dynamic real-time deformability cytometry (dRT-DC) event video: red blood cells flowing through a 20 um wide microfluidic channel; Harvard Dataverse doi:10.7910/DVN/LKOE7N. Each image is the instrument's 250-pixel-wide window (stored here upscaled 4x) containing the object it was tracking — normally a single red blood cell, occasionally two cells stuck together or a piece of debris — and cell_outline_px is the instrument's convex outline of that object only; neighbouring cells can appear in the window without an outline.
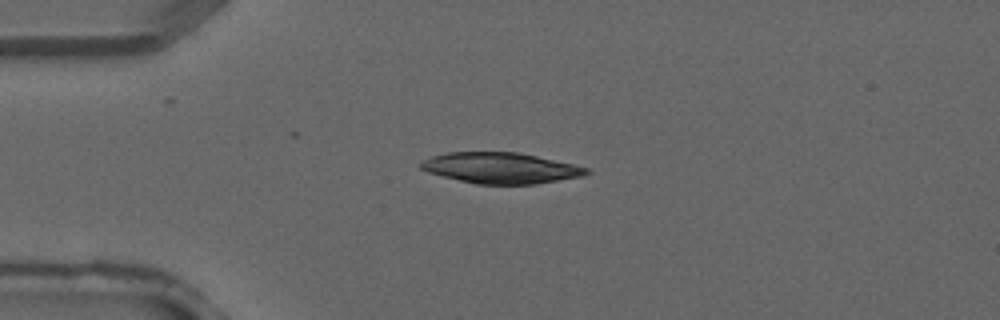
{"species": "common noctule bat (a hibernating species)", "species_latin": "Nyctalus noctula", "temperature_condition": "warm", "stored_images_in_passage": 2, "camera_frame_rate_fps": 3000, "um_per_image_px": 0.085, "animal": {"sex": "male", "forearm_length_mm": 52.5}, "frame": {"image": 1, "passage_image": 1, "time_ms": 0.0, "image_size_px": [1000, 320], "cell_outline_px": [[592, 172], [584, 176], [536, 184], [476, 184], [428, 172], [420, 168], [420, 160], [432, 156], [448, 152], [520, 152], [572, 164], [588, 168]], "centroid_in_image_um": [42.57, 14.27], "position_along_channel_um": 42.4, "area_um2": 29.77}}